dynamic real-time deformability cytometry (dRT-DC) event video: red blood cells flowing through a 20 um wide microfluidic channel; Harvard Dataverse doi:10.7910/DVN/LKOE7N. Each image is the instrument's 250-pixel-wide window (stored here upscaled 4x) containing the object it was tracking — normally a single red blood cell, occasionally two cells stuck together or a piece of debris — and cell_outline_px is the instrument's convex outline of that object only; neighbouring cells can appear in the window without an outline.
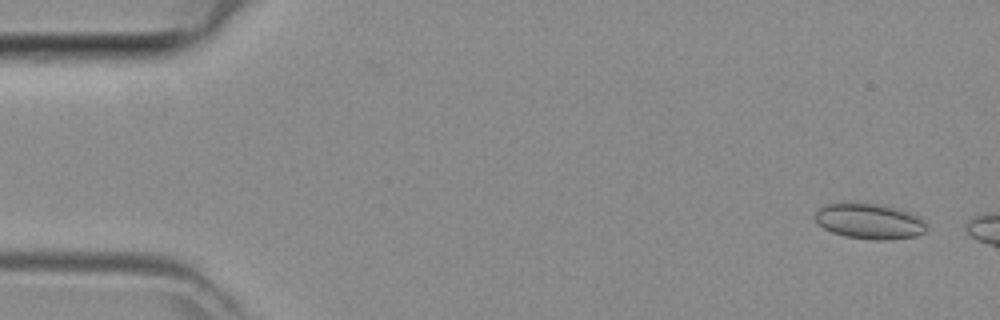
{"species": "common noctule bat (a hibernating species)", "species_latin": "Nyctalus noctula", "temperature_condition": "room temperature", "stored_images_in_passage": 7, "camera_frame_rate_fps": 3000, "um_per_image_px": 0.085, "animal": {"sex": "female", "body_mass_g": 29.2, "forearm_length_mm": 56.3}, "frame": {"image": 1, "passage_image": 3, "time_ms": 0.667, "image_size_px": [1000, 320], "cell_outline_px": [[924, 232], [916, 236], [888, 240], [876, 240], [844, 236], [832, 232], [816, 224], [816, 208], [824, 204], [852, 200], [884, 204], [920, 216], [924, 220]], "centroid_in_image_um": [73.84, 18.75], "position_along_channel_um": 11.2, "area_um2": 23.76}}